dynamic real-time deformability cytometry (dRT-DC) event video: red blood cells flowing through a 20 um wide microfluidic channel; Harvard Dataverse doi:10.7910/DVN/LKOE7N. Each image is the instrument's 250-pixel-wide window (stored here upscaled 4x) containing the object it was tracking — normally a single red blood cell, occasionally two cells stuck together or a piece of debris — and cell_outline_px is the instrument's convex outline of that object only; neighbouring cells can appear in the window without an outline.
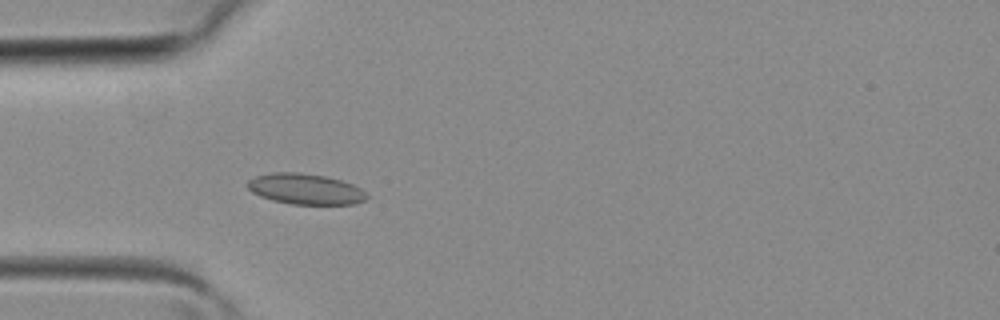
{"species": "common noctule bat (a hibernating species)", "species_latin": "Nyctalus noctula", "temperature_condition": "room temperature", "stored_images_in_passage": 35, "camera_frame_rate_fps": 3000, "um_per_image_px": 0.085, "animal": {"sex": "female", "body_mass_g": 19.3, "forearm_length_mm": 54.1}, "frame": {"image": 1, "passage_image": 8, "time_ms": 2.333, "image_size_px": [1000, 320], "cell_outline_px": [[368, 200], [356, 204], [292, 204], [272, 200], [260, 196], [252, 192], [248, 188], [248, 180], [256, 176], [272, 172], [300, 172], [324, 176], [340, 180], [352, 184], [360, 188], [368, 196]], "centroid_in_image_um": [25.97, 16.07], "position_along_channel_um": 59.0, "area_um2": 21.33}}
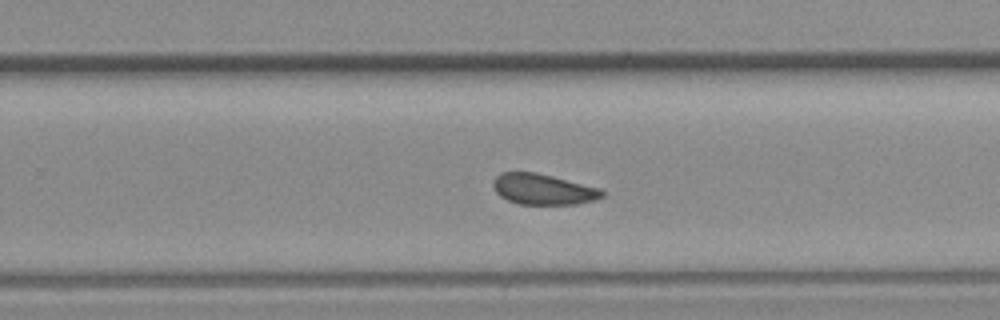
{"frame": {"image": 2, "passage_image": 21, "time_ms": 6.667, "image_size_px": [1000, 320], "cell_outline_px": [[604, 196], [596, 200], [576, 204], [520, 204], [508, 200], [500, 196], [496, 192], [492, 184], [496, 176], [500, 172], [536, 172], [600, 188], [604, 192]], "centroid_in_image_um": [46.17, 16.09], "position_along_channel_um": 283.6, "area_um2": 19.48}}
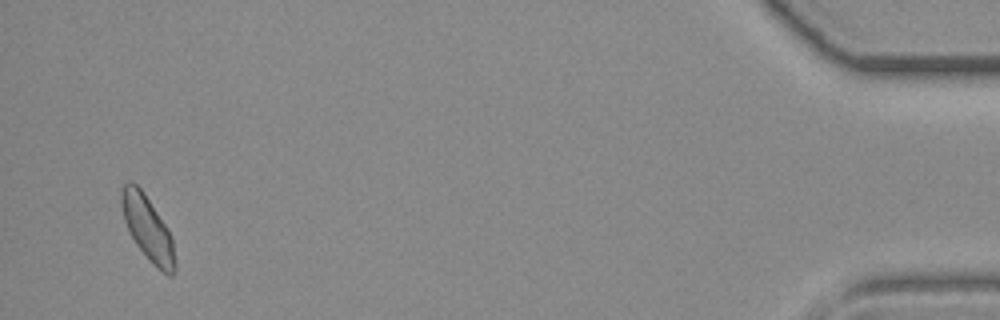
{"frame": {"image": 3, "passage_image": 34, "time_ms": 11.0, "image_size_px": [1000, 320], "cell_outline_px": [[176, 268], [172, 276], [168, 276], [152, 264], [136, 244], [124, 220], [120, 204], [120, 192], [124, 184], [128, 180], [132, 180], [144, 192], [168, 228], [172, 236], [176, 264]], "centroid_in_image_um": [12.56, 19.39], "position_along_channel_um": 422.6, "area_um2": 20.29}}